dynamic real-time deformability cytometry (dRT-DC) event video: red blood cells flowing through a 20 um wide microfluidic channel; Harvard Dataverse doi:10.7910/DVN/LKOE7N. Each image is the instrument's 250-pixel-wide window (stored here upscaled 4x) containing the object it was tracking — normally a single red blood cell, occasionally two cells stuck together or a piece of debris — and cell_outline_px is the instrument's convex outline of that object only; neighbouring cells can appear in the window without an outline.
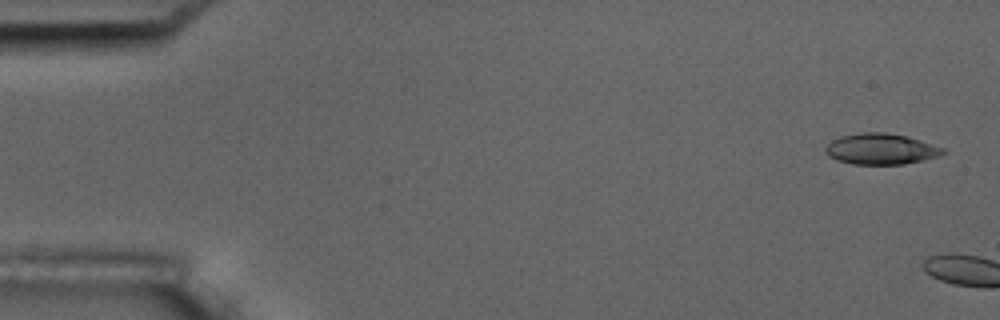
{"species": "common noctule bat (a hibernating species)", "species_latin": "Nyctalus noctula", "temperature_condition": "room temperature", "stored_images_in_passage": 2, "camera_frame_rate_fps": 3000, "um_per_image_px": 0.085, "animal": {"sex": "male", "body_mass_g": 17.5, "forearm_length_mm": 52.3}, "frame": {"image": 1, "passage_image": 1, "time_ms": 0.0, "image_size_px": [1000, 320], "cell_outline_px": [[948, 152], [940, 156], [924, 160], [904, 164], [852, 164], [836, 160], [828, 156], [824, 152], [824, 148], [832, 140], [840, 136], [864, 132], [884, 132], [908, 136], [944, 148]], "centroid_in_image_um": [74.88, 12.67], "position_along_channel_um": 10.1, "area_um2": 21.39}}